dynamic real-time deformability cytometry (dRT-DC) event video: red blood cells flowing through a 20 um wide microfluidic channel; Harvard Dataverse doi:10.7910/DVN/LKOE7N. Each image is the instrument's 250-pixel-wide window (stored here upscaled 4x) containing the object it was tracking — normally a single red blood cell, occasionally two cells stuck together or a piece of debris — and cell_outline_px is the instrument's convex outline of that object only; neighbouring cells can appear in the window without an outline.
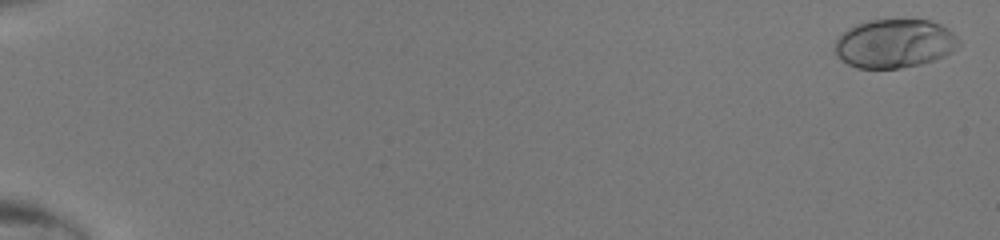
{"species": "human", "species_latin": "Homo sapiens", "temperature_condition": "room temperature", "stored_images_in_passage": 50, "camera_frame_rate_fps": 3000, "um_per_image_px": 0.085, "donor": {"sex": "male"}, "frame": {"image": 1, "passage_image": 2, "time_ms": 0.333, "image_size_px": [1000, 240], "cell_outline_px": [[960, 44], [956, 48], [944, 56], [920, 64], [900, 68], [856, 68], [848, 64], [832, 48], [836, 40], [848, 28], [856, 24], [868, 20], [928, 20], [940, 24], [948, 28], [960, 40]], "centroid_in_image_um": [76.04, 3.69], "position_along_channel_um": 9.0, "area_um2": 35.03}}
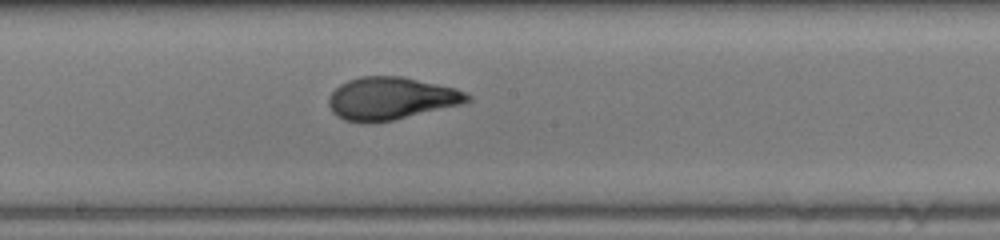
{"frame": {"image": 2, "passage_image": 30, "time_ms": 9.667, "image_size_px": [1000, 240], "cell_outline_px": [[472, 100], [464, 104], [392, 120], [372, 124], [364, 124], [344, 120], [336, 116], [332, 112], [328, 104], [328, 96], [340, 84], [348, 80], [360, 76], [400, 76], [456, 88], [468, 92], [472, 96]], "centroid_in_image_um": [33.23, 8.38], "position_along_channel_um": 215.0, "area_um2": 34.85}}
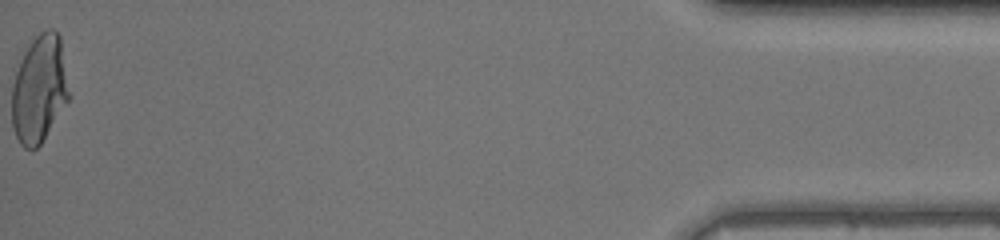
{"frame": {"image": 3, "passage_image": 50, "time_ms": 16.333, "image_size_px": [1000, 240], "cell_outline_px": [[72, 96], [40, 144], [36, 148], [24, 148], [20, 144], [16, 136], [12, 124], [12, 84], [20, 60], [24, 52], [32, 40], [40, 32], [48, 28], [52, 28], [60, 36]], "centroid_in_image_um": [3.37, 7.55], "position_along_channel_um": 431.8, "area_um2": 36.18}}